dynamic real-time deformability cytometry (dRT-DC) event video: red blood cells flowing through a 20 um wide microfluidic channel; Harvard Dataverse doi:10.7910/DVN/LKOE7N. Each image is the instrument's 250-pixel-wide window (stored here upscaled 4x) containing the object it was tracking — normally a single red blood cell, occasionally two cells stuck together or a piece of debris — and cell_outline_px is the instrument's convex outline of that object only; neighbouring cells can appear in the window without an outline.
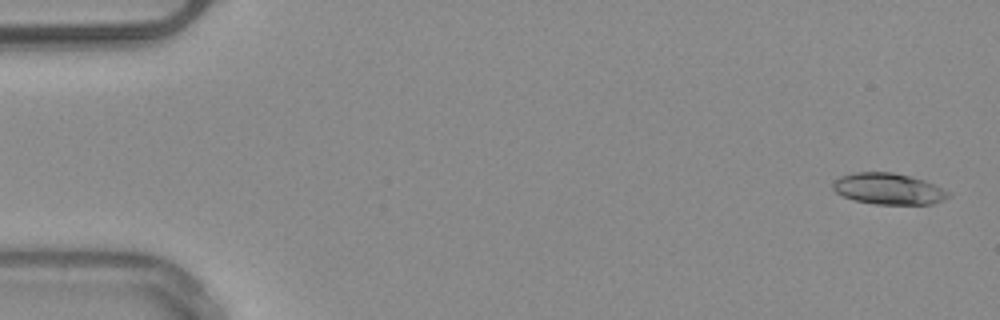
{"species": "common noctule bat (a hibernating species)", "species_latin": "Nyctalus noctula", "temperature_condition": "warm", "stored_images_in_passage": 4, "camera_frame_rate_fps": 3000, "um_per_image_px": 0.085, "animal": {"sex": "male", "body_mass_g": 20.4}, "frame": {"image": 1, "passage_image": 1, "time_ms": 0.0, "image_size_px": [1000, 320], "cell_outline_px": [[952, 196], [944, 200], [932, 204], [876, 204], [856, 200], [844, 196], [836, 192], [832, 188], [832, 184], [840, 176], [856, 172], [892, 172], [924, 180], [952, 192]], "centroid_in_image_um": [75.57, 16.05], "position_along_channel_um": 9.4, "area_um2": 20.98}}